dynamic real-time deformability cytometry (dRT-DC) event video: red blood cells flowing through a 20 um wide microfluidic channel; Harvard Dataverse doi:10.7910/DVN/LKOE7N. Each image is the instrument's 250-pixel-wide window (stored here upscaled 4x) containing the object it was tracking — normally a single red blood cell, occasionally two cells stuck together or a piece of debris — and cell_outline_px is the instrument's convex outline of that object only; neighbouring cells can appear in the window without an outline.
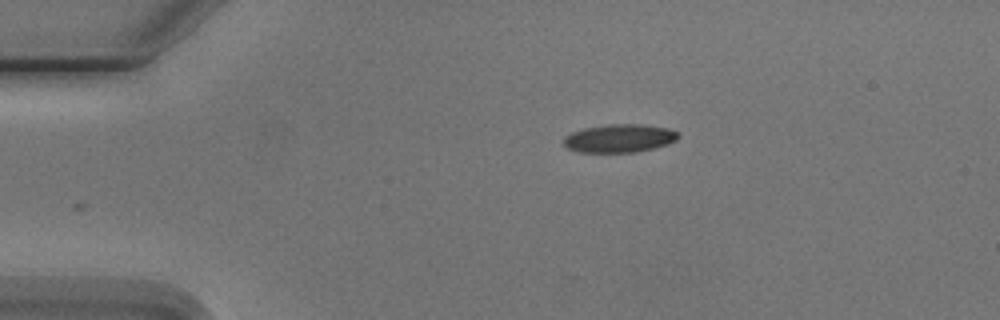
{"species": "Egyptian fruit bat (a non-hibernating species)", "species_latin": "Rousettus aegyptiacus", "temperature_condition": "cold", "stored_images_in_passage": 6, "camera_frame_rate_fps": 3000, "um_per_image_px": 0.085, "animal": {"sex": "male"}, "frame": {"image": 1, "passage_image": 6, "time_ms": 7.0, "image_size_px": [1000, 320], "cell_outline_px": [[680, 136], [676, 140], [668, 144], [636, 152], [580, 152], [568, 148], [564, 144], [564, 136], [572, 132], [584, 128], [608, 124], [640, 124], [668, 128], [680, 132]], "centroid_in_image_um": [52.67, 11.75], "position_along_channel_um": 32.3, "area_um2": 18.84}}